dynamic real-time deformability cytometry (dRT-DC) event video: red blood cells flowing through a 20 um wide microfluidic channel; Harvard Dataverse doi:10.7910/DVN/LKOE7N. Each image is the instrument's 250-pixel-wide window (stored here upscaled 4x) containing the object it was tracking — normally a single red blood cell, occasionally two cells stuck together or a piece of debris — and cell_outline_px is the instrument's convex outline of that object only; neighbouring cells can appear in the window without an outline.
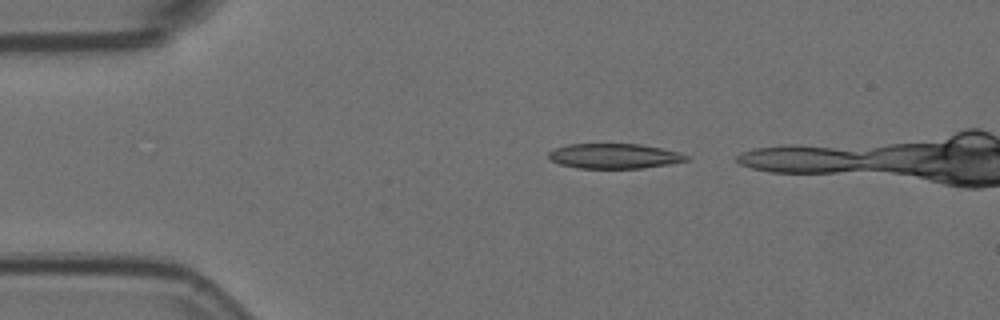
{"species": "Egyptian fruit bat (a non-hibernating species)", "species_latin": "Rousettus aegyptiacus", "temperature_condition": "room temperature", "stored_images_in_passage": 7, "camera_frame_rate_fps": 3000, "um_per_image_px": 0.085, "animal": {"sex": "female"}, "frame": {"image": 1, "passage_image": 1, "time_ms": 0.0, "image_size_px": [1000, 320], "cell_outline_px": [[692, 160], [644, 168], [580, 168], [560, 164], [552, 160], [548, 156], [548, 152], [556, 148], [568, 144], [640, 144], [660, 148], [692, 156]], "centroid_in_image_um": [52.26, 13.26], "position_along_channel_um": 32.7, "area_um2": 20.0}}